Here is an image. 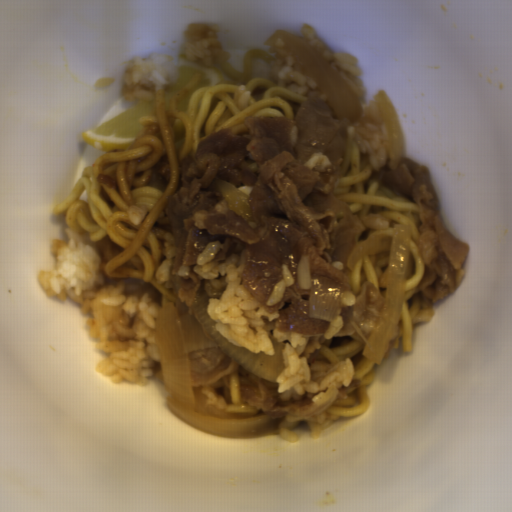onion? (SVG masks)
<instances>
[{"label":"onion","instance_id":"onion-1","mask_svg":"<svg viewBox=\"0 0 512 512\" xmlns=\"http://www.w3.org/2000/svg\"><path fill=\"white\" fill-rule=\"evenodd\" d=\"M208 305V295L201 291L192 297L190 313L179 312L176 301L171 300L155 316L160 360L156 379L164 389L166 407L182 422L210 435L269 436L279 429L273 415L225 412L194 391L192 352L219 349L260 380L272 381L278 380L285 368L281 351L286 342L272 339V354L241 348L216 328L215 320L207 313Z\"/></svg>","mask_w":512,"mask_h":512},{"label":"onion","instance_id":"onion-2","mask_svg":"<svg viewBox=\"0 0 512 512\" xmlns=\"http://www.w3.org/2000/svg\"><path fill=\"white\" fill-rule=\"evenodd\" d=\"M412 236V226L394 222L392 237L378 234L359 242L345 262L352 272L358 259L364 255L389 256L387 283L378 324L361 353L375 364L381 363L400 325Z\"/></svg>","mask_w":512,"mask_h":512},{"label":"onion","instance_id":"onion-3","mask_svg":"<svg viewBox=\"0 0 512 512\" xmlns=\"http://www.w3.org/2000/svg\"><path fill=\"white\" fill-rule=\"evenodd\" d=\"M263 43L286 53L301 64L339 118H359L362 104L321 50L300 34L284 29L276 30Z\"/></svg>","mask_w":512,"mask_h":512},{"label":"onion","instance_id":"onion-4","mask_svg":"<svg viewBox=\"0 0 512 512\" xmlns=\"http://www.w3.org/2000/svg\"><path fill=\"white\" fill-rule=\"evenodd\" d=\"M311 292L307 302L308 317L323 318L333 322L344 296L341 285L332 277H313Z\"/></svg>","mask_w":512,"mask_h":512},{"label":"onion","instance_id":"onion-5","mask_svg":"<svg viewBox=\"0 0 512 512\" xmlns=\"http://www.w3.org/2000/svg\"><path fill=\"white\" fill-rule=\"evenodd\" d=\"M373 104L389 140L390 161H401L405 154V139L399 118L386 92L378 91L373 97Z\"/></svg>","mask_w":512,"mask_h":512}]
</instances>
